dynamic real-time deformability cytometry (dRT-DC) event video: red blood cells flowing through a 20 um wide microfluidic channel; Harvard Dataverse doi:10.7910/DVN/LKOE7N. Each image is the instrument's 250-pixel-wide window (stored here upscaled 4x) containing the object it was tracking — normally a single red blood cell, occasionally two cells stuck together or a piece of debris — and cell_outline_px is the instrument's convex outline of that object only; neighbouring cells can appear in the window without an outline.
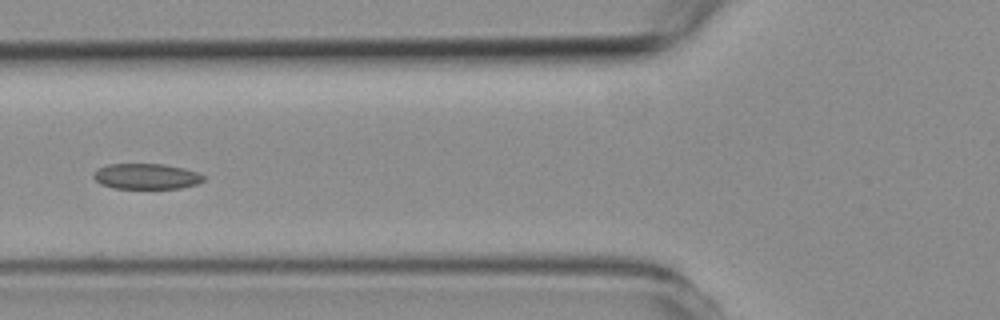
{"species": "common noctule bat (a hibernating species)", "species_latin": "Nyctalus noctula", "temperature_condition": "room temperature", "stored_images_in_passage": 5, "camera_frame_rate_fps": 3000, "um_per_image_px": 0.085, "animal": {"sex": "female", "body_mass_g": 19.3, "forearm_length_mm": 54.1}, "frame": {"image": 1, "passage_image": 5, "time_ms": 4.667, "image_size_px": [1000, 320], "cell_outline_px": [[204, 180], [196, 184], [180, 188], [116, 188], [100, 184], [92, 176], [92, 172], [108, 164], [164, 164], [184, 168], [196, 172], [204, 176]], "centroid_in_image_um": [12.42, 14.98], "position_along_channel_um": 113.4, "area_um2": 16.3}}